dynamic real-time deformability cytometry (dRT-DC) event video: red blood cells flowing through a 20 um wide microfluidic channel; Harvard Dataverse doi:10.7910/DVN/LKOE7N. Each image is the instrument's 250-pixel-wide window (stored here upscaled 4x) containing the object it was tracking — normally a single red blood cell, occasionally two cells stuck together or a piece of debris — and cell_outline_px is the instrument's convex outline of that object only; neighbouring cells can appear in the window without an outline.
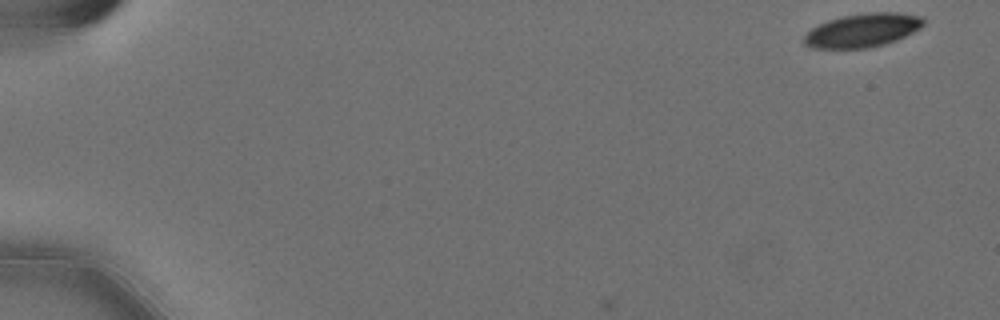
{"species": "Egyptian fruit bat (a non-hibernating species)", "species_latin": "Rousettus aegyptiacus", "temperature_condition": "cold", "stored_images_in_passage": 7, "camera_frame_rate_fps": 3000, "um_per_image_px": 0.085, "animal": {"sex": "female"}, "frame": {"image": 1, "passage_image": 1, "time_ms": 0.0, "image_size_px": [1000, 320], "cell_outline_px": [[924, 24], [920, 28], [896, 40], [884, 44], [868, 48], [808, 48], [804, 44], [804, 36], [812, 28], [828, 20], [844, 16], [868, 12], [900, 12], [920, 16], [924, 20]], "centroid_in_image_um": [73.31, 2.57], "position_along_channel_um": 11.7, "area_um2": 23.29}}